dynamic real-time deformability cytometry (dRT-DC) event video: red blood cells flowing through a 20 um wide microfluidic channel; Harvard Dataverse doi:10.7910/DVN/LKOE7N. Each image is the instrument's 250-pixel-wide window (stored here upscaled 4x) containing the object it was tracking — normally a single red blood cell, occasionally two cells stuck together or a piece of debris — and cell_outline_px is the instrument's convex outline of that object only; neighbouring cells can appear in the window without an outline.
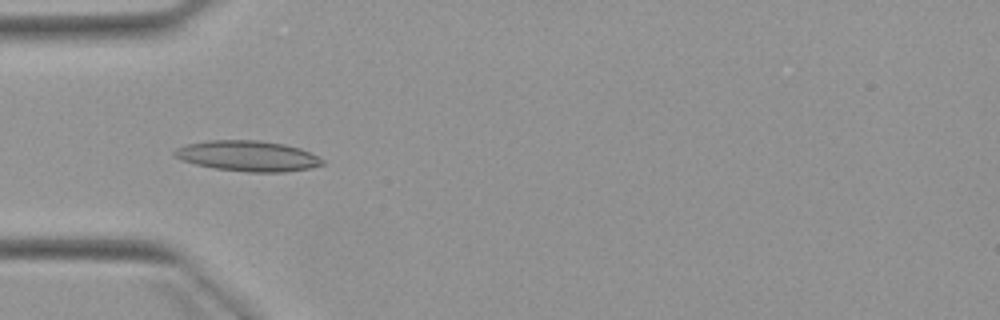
{"species": "Egyptian fruit bat (a non-hibernating species)", "species_latin": "Rousettus aegyptiacus", "temperature_condition": "warm", "stored_images_in_passage": 5, "camera_frame_rate_fps": 3000, "um_per_image_px": 0.085, "animal": {"sex": "female"}, "frame": {"image": 1, "passage_image": 4, "time_ms": 3.333, "image_size_px": [1000, 320], "cell_outline_px": [[324, 164], [308, 168], [284, 172], [248, 172], [212, 168], [180, 160], [172, 156], [172, 152], [176, 148], [188, 144], [208, 140], [260, 140], [284, 144], [300, 148], [324, 160]], "centroid_in_image_um": [21.01, 13.26], "position_along_channel_um": 64.0, "area_um2": 26.36}}
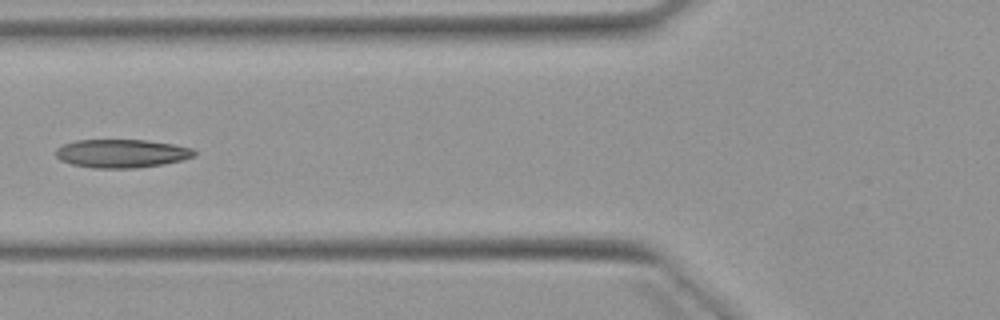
{"frame": {"image": 2, "passage_image": 5, "time_ms": 4.667, "image_size_px": [1000, 320], "cell_outline_px": [[196, 156], [184, 160], [164, 164], [136, 168], [92, 168], [72, 164], [60, 160], [56, 156], [56, 148], [64, 144], [76, 140], [144, 140], [172, 144], [192, 148], [196, 152]], "centroid_in_image_um": [10.36, 13.05], "position_along_channel_um": 115.4, "area_um2": 23.0}}